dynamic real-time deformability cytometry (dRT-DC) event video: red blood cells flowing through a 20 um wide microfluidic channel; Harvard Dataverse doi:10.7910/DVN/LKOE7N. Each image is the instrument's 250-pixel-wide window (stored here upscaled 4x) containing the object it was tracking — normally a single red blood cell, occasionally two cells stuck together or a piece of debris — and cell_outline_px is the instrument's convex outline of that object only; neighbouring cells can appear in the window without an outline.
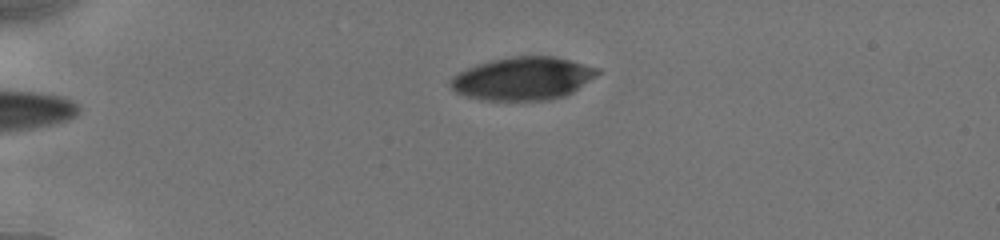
{"species": "human", "species_latin": "Homo sapiens", "temperature_condition": "cold", "stored_images_in_passage": 16, "camera_frame_rate_fps": 3000, "um_per_image_px": 0.085, "donor": {"sex": "male"}, "frame": {"image": 1, "passage_image": 1, "time_ms": 0.0, "image_size_px": [1000, 240], "cell_outline_px": [[600, 72], [596, 76], [572, 92], [564, 96], [548, 100], [480, 100], [456, 92], [448, 84], [448, 80], [452, 76], [476, 64], [488, 60], [512, 56], [552, 56], [600, 68]], "centroid_in_image_um": [44.41, 6.67], "position_along_channel_um": 40.6, "area_um2": 36.82}}
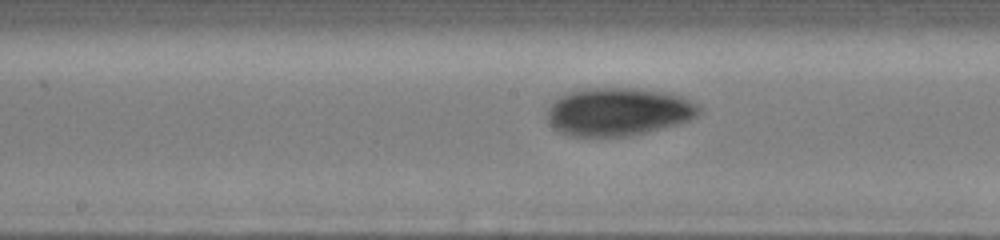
{"frame": {"image": 2, "passage_image": 12, "time_ms": 5.333, "image_size_px": [1000, 240], "cell_outline_px": [[700, 112], [696, 116], [688, 120], [676, 124], [648, 132], [628, 136], [568, 136], [552, 128], [548, 124], [548, 108], [560, 96], [568, 92], [588, 88], [636, 88], [668, 92], [684, 96], [700, 104]], "centroid_in_image_um": [52.58, 9.49], "position_along_channel_um": 195.6, "area_um2": 42.77}}
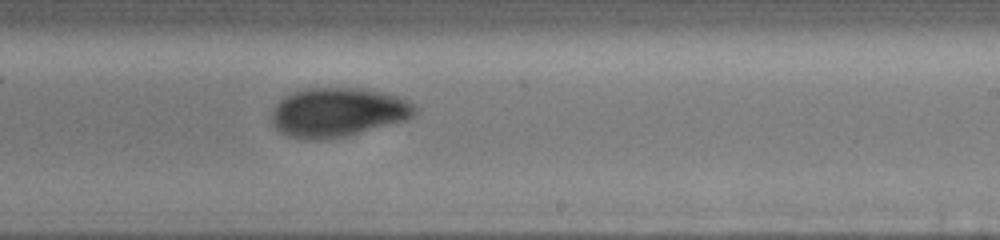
{"frame": {"image": 3, "passage_image": 16, "time_ms": 7.0, "image_size_px": [1000, 240], "cell_outline_px": [[416, 116], [404, 120], [344, 136], [324, 140], [304, 140], [288, 136], [280, 132], [272, 124], [272, 112], [276, 104], [284, 96], [292, 92], [308, 88], [360, 88], [384, 92], [408, 100], [416, 108]], "centroid_in_image_um": [28.68, 9.54], "position_along_channel_um": 260.3, "area_um2": 40.92}}